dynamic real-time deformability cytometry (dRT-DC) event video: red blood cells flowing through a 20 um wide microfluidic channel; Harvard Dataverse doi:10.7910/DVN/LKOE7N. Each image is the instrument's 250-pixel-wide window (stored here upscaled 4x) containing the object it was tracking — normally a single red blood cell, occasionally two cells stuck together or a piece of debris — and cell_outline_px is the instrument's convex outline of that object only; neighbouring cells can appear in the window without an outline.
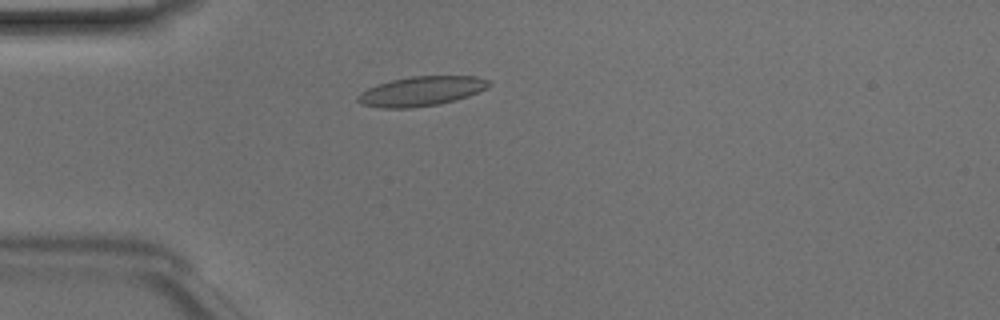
{"species": "Egyptian fruit bat (a non-hibernating species)", "species_latin": "Rousettus aegyptiacus", "temperature_condition": "room temperature", "stored_images_in_passage": 41, "camera_frame_rate_fps": 3000, "um_per_image_px": 0.085, "animal": {"sex": "male"}, "frame": {"image": 1, "passage_image": 6, "time_ms": 1.667, "image_size_px": [1000, 320], "cell_outline_px": [[492, 84], [488, 88], [468, 96], [440, 104], [412, 108], [384, 108], [360, 104], [356, 100], [356, 96], [360, 92], [368, 88], [392, 80], [412, 76], [476, 76], [488, 80]], "centroid_in_image_um": [35.81, 7.75], "position_along_channel_um": 49.2, "area_um2": 22.6}}
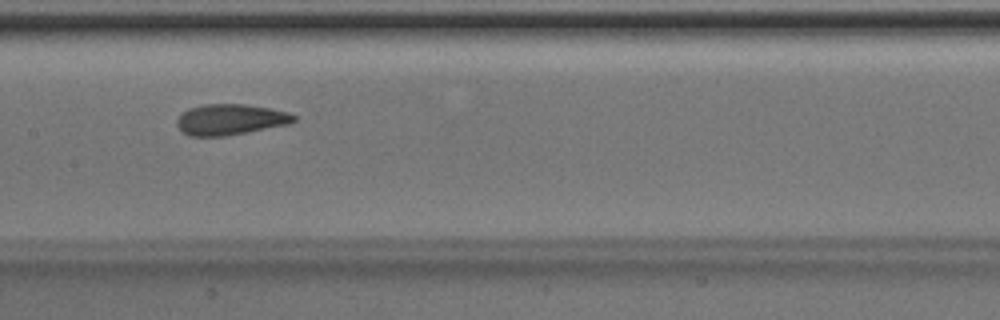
{"frame": {"image": 2, "passage_image": 17, "time_ms": 5.333, "image_size_px": [1000, 320], "cell_outline_px": [[296, 120], [288, 124], [228, 136], [188, 136], [180, 132], [176, 124], [176, 120], [188, 108], [204, 104], [244, 104], [268, 108], [288, 112], [296, 116]], "centroid_in_image_um": [19.54, 10.17], "position_along_channel_um": 187.9, "area_um2": 21.1}}
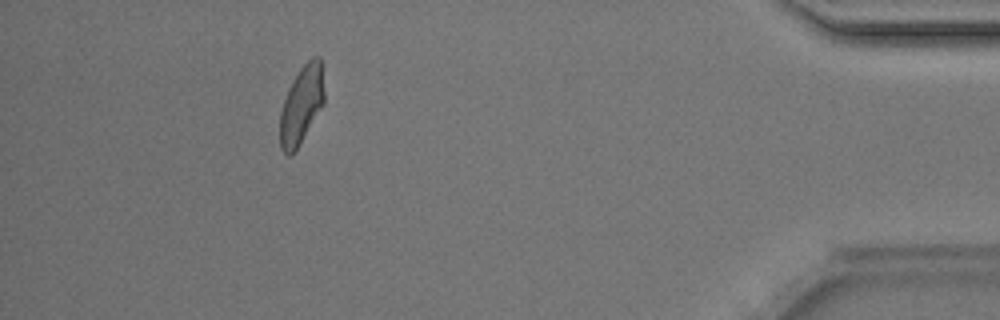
{"frame": {"image": 3, "passage_image": 37, "time_ms": 12.0, "image_size_px": [1000, 320], "cell_outline_px": [[324, 104], [292, 156], [288, 156], [280, 148], [280, 112], [288, 88], [300, 68], [312, 56], [320, 56], [324, 92]], "centroid_in_image_um": [25.62, 8.92], "position_along_channel_um": 409.6, "area_um2": 20.06}, "authors_computed_cell_mechanics": {"area_um2": 20.9236, "velocity_mm_per_s": 4.1483, "shape_relaxation_time_tau1_ms": 3.6794, "shape_relaxation_time_tau2_ms": 1.6436, "deformation_change_tau1": 0.129, "deformation_change_tau2": 0.0595}}